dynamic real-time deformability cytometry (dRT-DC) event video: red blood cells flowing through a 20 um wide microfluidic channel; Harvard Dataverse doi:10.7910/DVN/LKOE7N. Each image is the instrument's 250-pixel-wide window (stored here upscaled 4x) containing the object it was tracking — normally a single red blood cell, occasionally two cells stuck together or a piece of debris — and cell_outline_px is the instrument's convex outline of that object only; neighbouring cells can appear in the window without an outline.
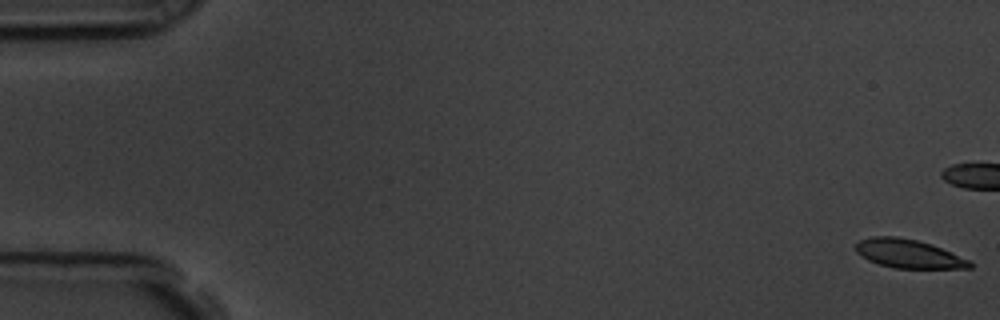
{"species": "common noctule bat (a hibernating species)", "species_latin": "Nyctalus noctula", "temperature_condition": "room temperature", "stored_images_in_passage": 46, "camera_frame_rate_fps": 3000, "um_per_image_px": 0.085, "animal": {"sex": "male", "body_mass_g": 19.5, "forearm_length_mm": 54.6}, "frame": {"image": 1, "passage_image": 1, "time_ms": 0.0, "image_size_px": [1000, 320], "cell_outline_px": [[972, 268], [896, 268], [880, 264], [868, 260], [860, 256], [856, 252], [856, 244], [860, 240], [872, 236], [896, 236], [916, 240], [932, 244], [972, 260]], "centroid_in_image_um": [77.25, 21.56], "position_along_channel_um": 7.8, "area_um2": 19.13}}